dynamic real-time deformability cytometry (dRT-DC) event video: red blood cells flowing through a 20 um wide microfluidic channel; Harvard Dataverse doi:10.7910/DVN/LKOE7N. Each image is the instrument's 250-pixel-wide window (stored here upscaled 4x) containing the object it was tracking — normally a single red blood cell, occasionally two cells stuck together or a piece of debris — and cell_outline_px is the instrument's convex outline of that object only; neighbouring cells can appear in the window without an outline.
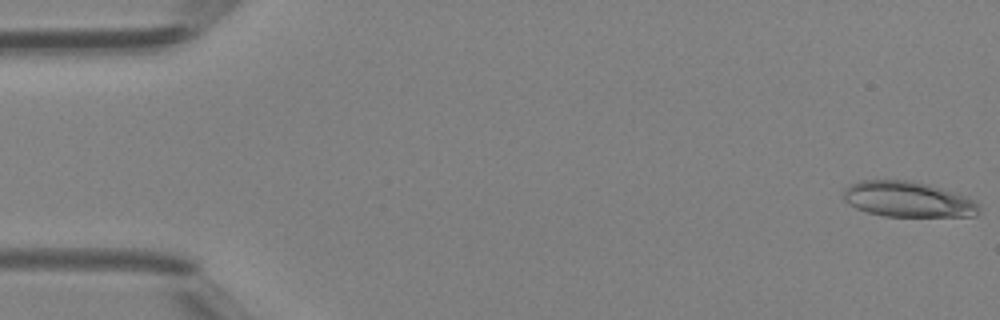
{"species": "Egyptian fruit bat (a non-hibernating species)", "species_latin": "Rousettus aegyptiacus", "temperature_condition": "room temperature", "stored_images_in_passage": 43, "camera_frame_rate_fps": 3000, "um_per_image_px": 0.085, "animal": {"sex": "female"}, "frame": {"image": 1, "passage_image": 1, "time_ms": 0.0, "image_size_px": [1000, 320], "cell_outline_px": [[980, 212], [976, 216], [884, 216], [868, 212], [856, 208], [848, 204], [844, 200], [844, 188], [848, 184], [860, 180], [912, 180], [968, 196], [976, 200], [980, 204]], "centroid_in_image_um": [77.19, 16.94], "position_along_channel_um": 7.8, "area_um2": 28.32}}
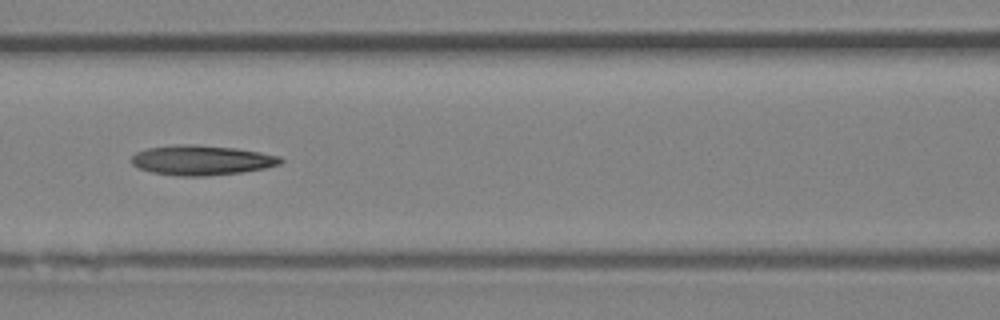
{"frame": {"image": 2, "passage_image": 19, "time_ms": 6.0, "image_size_px": [1000, 320], "cell_outline_px": [[284, 160], [280, 164], [264, 168], [240, 172], [208, 176], [176, 176], [152, 172], [140, 168], [132, 164], [132, 156], [136, 152], [148, 148], [176, 144], [196, 144], [236, 148], [260, 152], [280, 156]], "centroid_in_image_um": [17.14, 13.61], "position_along_channel_um": 149.5, "area_um2": 25.95}}
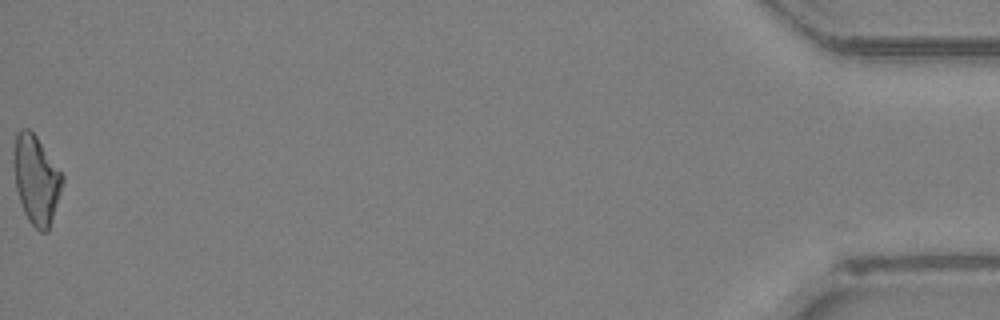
{"frame": {"image": 3, "passage_image": 43, "time_ms": 14.0, "image_size_px": [1000, 320], "cell_outline_px": [[64, 180], [48, 232], [40, 232], [28, 220], [24, 212], [16, 188], [12, 160], [12, 152], [16, 136], [20, 128], [28, 128], [36, 136], [64, 176]], "centroid_in_image_um": [3.06, 15.25], "position_along_channel_um": 432.1, "area_um2": 25.09}}